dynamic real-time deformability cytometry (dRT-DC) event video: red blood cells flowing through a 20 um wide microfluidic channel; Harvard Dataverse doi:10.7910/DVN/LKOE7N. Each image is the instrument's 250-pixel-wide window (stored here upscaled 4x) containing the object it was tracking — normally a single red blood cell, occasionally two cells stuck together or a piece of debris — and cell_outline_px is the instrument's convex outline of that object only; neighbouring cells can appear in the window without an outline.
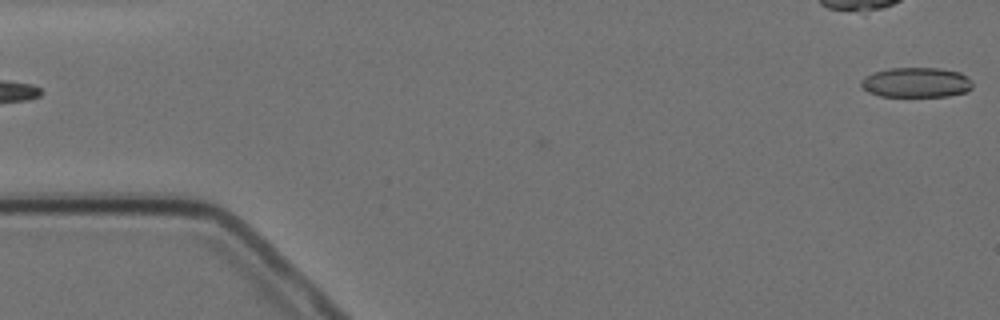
{"species": "Egyptian fruit bat (a non-hibernating species)", "species_latin": "Rousettus aegyptiacus", "temperature_condition": "cold", "stored_images_in_passage": 4, "camera_frame_rate_fps": 3000, "um_per_image_px": 0.085, "animal": {"sex": "female"}, "frame": {"image": 1, "passage_image": 4, "time_ms": 3.333, "image_size_px": [1000, 320], "cell_outline_px": [[972, 88], [968, 92], [948, 96], [880, 96], [864, 88], [860, 84], [860, 80], [864, 76], [872, 72], [888, 68], [940, 68], [960, 72], [968, 76], [972, 80]], "centroid_in_image_um": [77.92, 7.0], "position_along_channel_um": 7.1, "area_um2": 19.65}}